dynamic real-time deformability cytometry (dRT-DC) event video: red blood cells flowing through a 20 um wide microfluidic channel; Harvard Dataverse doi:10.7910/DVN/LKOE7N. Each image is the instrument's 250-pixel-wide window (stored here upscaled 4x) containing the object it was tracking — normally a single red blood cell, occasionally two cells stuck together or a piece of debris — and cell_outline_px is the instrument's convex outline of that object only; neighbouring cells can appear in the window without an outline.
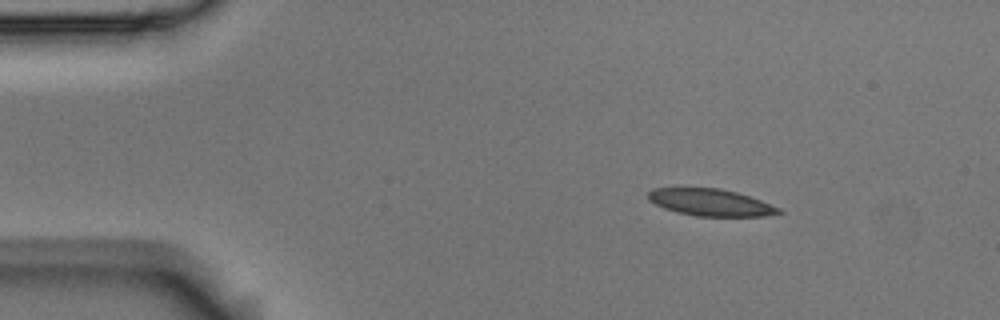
{"species": "Egyptian fruit bat (a non-hibernating species)", "species_latin": "Rousettus aegyptiacus", "temperature_condition": "room temperature", "stored_images_in_passage": 4, "camera_frame_rate_fps": 3000, "um_per_image_px": 0.085, "animal": {"sex": "male"}, "frame": {"image": 1, "passage_image": 1, "time_ms": 0.0, "image_size_px": [1000, 320], "cell_outline_px": [[784, 212], [764, 216], [696, 216], [676, 212], [664, 208], [648, 200], [648, 192], [652, 188], [720, 188], [736, 192], [760, 200], [780, 208]], "centroid_in_image_um": [60.38, 17.21], "position_along_channel_um": 24.6, "area_um2": 20.4}}